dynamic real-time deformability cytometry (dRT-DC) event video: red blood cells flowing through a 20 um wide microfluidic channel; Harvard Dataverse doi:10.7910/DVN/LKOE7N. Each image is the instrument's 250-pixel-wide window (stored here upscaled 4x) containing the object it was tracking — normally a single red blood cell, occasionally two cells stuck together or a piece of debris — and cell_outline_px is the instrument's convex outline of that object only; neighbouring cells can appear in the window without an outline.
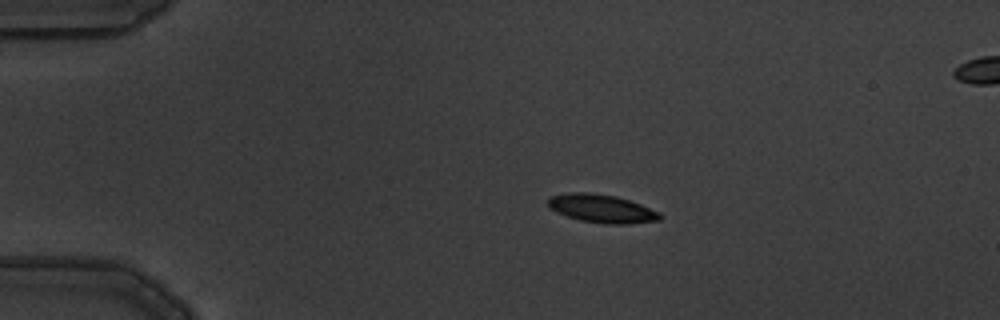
{"species": "common noctule bat (a hibernating species)", "species_latin": "Nyctalus noctula", "temperature_condition": "warm", "stored_images_in_passage": 8, "camera_frame_rate_fps": 3000, "um_per_image_px": 0.085, "animal": {"sex": "male", "body_mass_g": 19.5, "forearm_length_mm": 54.6}, "frame": {"image": 1, "passage_image": 2, "time_ms": 0.333, "image_size_px": [1000, 320], "cell_outline_px": [[664, 216], [660, 220], [624, 224], [608, 224], [580, 220], [556, 212], [548, 204], [548, 196], [564, 192], [588, 192], [616, 196], [640, 204], [660, 212]], "centroid_in_image_um": [51.14, 17.71], "position_along_channel_um": 33.9, "area_um2": 18.44}}